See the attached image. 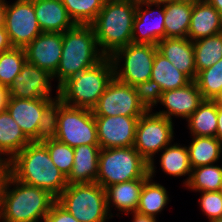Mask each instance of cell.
Returning <instances> with one entry per match:
<instances>
[{
    "mask_svg": "<svg viewBox=\"0 0 222 222\" xmlns=\"http://www.w3.org/2000/svg\"><path fill=\"white\" fill-rule=\"evenodd\" d=\"M9 173L16 180L44 189L55 198L68 186L67 178L54 165L41 141L26 145L9 162Z\"/></svg>",
    "mask_w": 222,
    "mask_h": 222,
    "instance_id": "6da1fadb",
    "label": "cell"
},
{
    "mask_svg": "<svg viewBox=\"0 0 222 222\" xmlns=\"http://www.w3.org/2000/svg\"><path fill=\"white\" fill-rule=\"evenodd\" d=\"M55 201L48 191L18 181L9 173L0 196V220L43 222Z\"/></svg>",
    "mask_w": 222,
    "mask_h": 222,
    "instance_id": "7a4b0ae2",
    "label": "cell"
},
{
    "mask_svg": "<svg viewBox=\"0 0 222 222\" xmlns=\"http://www.w3.org/2000/svg\"><path fill=\"white\" fill-rule=\"evenodd\" d=\"M137 2L105 0L96 19L90 24L96 35L100 52L112 56L118 49L132 43L133 22Z\"/></svg>",
    "mask_w": 222,
    "mask_h": 222,
    "instance_id": "3957f363",
    "label": "cell"
},
{
    "mask_svg": "<svg viewBox=\"0 0 222 222\" xmlns=\"http://www.w3.org/2000/svg\"><path fill=\"white\" fill-rule=\"evenodd\" d=\"M105 56L100 52L91 25L76 24L62 33V54L56 73L58 88L70 77L93 67Z\"/></svg>",
    "mask_w": 222,
    "mask_h": 222,
    "instance_id": "277c9868",
    "label": "cell"
},
{
    "mask_svg": "<svg viewBox=\"0 0 222 222\" xmlns=\"http://www.w3.org/2000/svg\"><path fill=\"white\" fill-rule=\"evenodd\" d=\"M114 77L111 57H104L93 67L63 82L56 93L65 105L92 110Z\"/></svg>",
    "mask_w": 222,
    "mask_h": 222,
    "instance_id": "5b68a950",
    "label": "cell"
},
{
    "mask_svg": "<svg viewBox=\"0 0 222 222\" xmlns=\"http://www.w3.org/2000/svg\"><path fill=\"white\" fill-rule=\"evenodd\" d=\"M50 135L73 148L79 145H99L93 111L65 105L59 99L52 107Z\"/></svg>",
    "mask_w": 222,
    "mask_h": 222,
    "instance_id": "8992f818",
    "label": "cell"
},
{
    "mask_svg": "<svg viewBox=\"0 0 222 222\" xmlns=\"http://www.w3.org/2000/svg\"><path fill=\"white\" fill-rule=\"evenodd\" d=\"M141 178H150L149 163L134 147L100 150L96 183L104 189L114 184Z\"/></svg>",
    "mask_w": 222,
    "mask_h": 222,
    "instance_id": "52a82bcc",
    "label": "cell"
},
{
    "mask_svg": "<svg viewBox=\"0 0 222 222\" xmlns=\"http://www.w3.org/2000/svg\"><path fill=\"white\" fill-rule=\"evenodd\" d=\"M56 201L79 222H106L112 218L105 189L98 183L68 184Z\"/></svg>",
    "mask_w": 222,
    "mask_h": 222,
    "instance_id": "ba28073f",
    "label": "cell"
},
{
    "mask_svg": "<svg viewBox=\"0 0 222 222\" xmlns=\"http://www.w3.org/2000/svg\"><path fill=\"white\" fill-rule=\"evenodd\" d=\"M55 98L24 99L10 97L7 111L31 141H41L51 131V111Z\"/></svg>",
    "mask_w": 222,
    "mask_h": 222,
    "instance_id": "9c48e42d",
    "label": "cell"
},
{
    "mask_svg": "<svg viewBox=\"0 0 222 222\" xmlns=\"http://www.w3.org/2000/svg\"><path fill=\"white\" fill-rule=\"evenodd\" d=\"M172 120L155 112H145L136 125L133 147L149 163V176L155 175L154 155L170 145L174 139Z\"/></svg>",
    "mask_w": 222,
    "mask_h": 222,
    "instance_id": "30bf717a",
    "label": "cell"
},
{
    "mask_svg": "<svg viewBox=\"0 0 222 222\" xmlns=\"http://www.w3.org/2000/svg\"><path fill=\"white\" fill-rule=\"evenodd\" d=\"M157 50L156 45L134 43L118 49L110 56L114 65L115 78L131 86L148 81ZM121 61L122 63L124 61V64L120 65ZM120 66L123 67L120 68Z\"/></svg>",
    "mask_w": 222,
    "mask_h": 222,
    "instance_id": "8fae6325",
    "label": "cell"
},
{
    "mask_svg": "<svg viewBox=\"0 0 222 222\" xmlns=\"http://www.w3.org/2000/svg\"><path fill=\"white\" fill-rule=\"evenodd\" d=\"M5 29L13 47L25 48L42 33L31 0L6 1Z\"/></svg>",
    "mask_w": 222,
    "mask_h": 222,
    "instance_id": "7c38bea8",
    "label": "cell"
},
{
    "mask_svg": "<svg viewBox=\"0 0 222 222\" xmlns=\"http://www.w3.org/2000/svg\"><path fill=\"white\" fill-rule=\"evenodd\" d=\"M92 111L94 116H142L146 112L138 103L135 87L115 77Z\"/></svg>",
    "mask_w": 222,
    "mask_h": 222,
    "instance_id": "4fadbf2b",
    "label": "cell"
},
{
    "mask_svg": "<svg viewBox=\"0 0 222 222\" xmlns=\"http://www.w3.org/2000/svg\"><path fill=\"white\" fill-rule=\"evenodd\" d=\"M154 5L158 10L151 8ZM143 6L147 8L144 9ZM164 16V2H138L133 22L132 43L157 46L163 38H166Z\"/></svg>",
    "mask_w": 222,
    "mask_h": 222,
    "instance_id": "5bb4252c",
    "label": "cell"
},
{
    "mask_svg": "<svg viewBox=\"0 0 222 222\" xmlns=\"http://www.w3.org/2000/svg\"><path fill=\"white\" fill-rule=\"evenodd\" d=\"M141 116H94L101 149L133 147Z\"/></svg>",
    "mask_w": 222,
    "mask_h": 222,
    "instance_id": "9a60e30c",
    "label": "cell"
},
{
    "mask_svg": "<svg viewBox=\"0 0 222 222\" xmlns=\"http://www.w3.org/2000/svg\"><path fill=\"white\" fill-rule=\"evenodd\" d=\"M52 75L27 61L21 72L7 87L9 97L24 99L53 98Z\"/></svg>",
    "mask_w": 222,
    "mask_h": 222,
    "instance_id": "2e32d148",
    "label": "cell"
},
{
    "mask_svg": "<svg viewBox=\"0 0 222 222\" xmlns=\"http://www.w3.org/2000/svg\"><path fill=\"white\" fill-rule=\"evenodd\" d=\"M24 49L28 63L53 76L61 59L62 33L42 32Z\"/></svg>",
    "mask_w": 222,
    "mask_h": 222,
    "instance_id": "e0dca14e",
    "label": "cell"
},
{
    "mask_svg": "<svg viewBox=\"0 0 222 222\" xmlns=\"http://www.w3.org/2000/svg\"><path fill=\"white\" fill-rule=\"evenodd\" d=\"M203 101L197 83L191 81L184 87L162 92L160 103L167 110H160L156 114L169 120H172L173 116L187 120Z\"/></svg>",
    "mask_w": 222,
    "mask_h": 222,
    "instance_id": "ac0fdd59",
    "label": "cell"
},
{
    "mask_svg": "<svg viewBox=\"0 0 222 222\" xmlns=\"http://www.w3.org/2000/svg\"><path fill=\"white\" fill-rule=\"evenodd\" d=\"M158 51L163 54L178 70L191 81H195L194 45L188 38H163L157 44Z\"/></svg>",
    "mask_w": 222,
    "mask_h": 222,
    "instance_id": "d6986e66",
    "label": "cell"
},
{
    "mask_svg": "<svg viewBox=\"0 0 222 222\" xmlns=\"http://www.w3.org/2000/svg\"><path fill=\"white\" fill-rule=\"evenodd\" d=\"M42 32L63 33L76 24L69 17L61 0H31Z\"/></svg>",
    "mask_w": 222,
    "mask_h": 222,
    "instance_id": "ffe728a7",
    "label": "cell"
},
{
    "mask_svg": "<svg viewBox=\"0 0 222 222\" xmlns=\"http://www.w3.org/2000/svg\"><path fill=\"white\" fill-rule=\"evenodd\" d=\"M222 33L221 14L205 0L193 3L187 38L194 42Z\"/></svg>",
    "mask_w": 222,
    "mask_h": 222,
    "instance_id": "44dd1931",
    "label": "cell"
},
{
    "mask_svg": "<svg viewBox=\"0 0 222 222\" xmlns=\"http://www.w3.org/2000/svg\"><path fill=\"white\" fill-rule=\"evenodd\" d=\"M148 179H134L106 187V201L110 216L113 217L110 208L112 206L127 215L135 212L139 205L142 188Z\"/></svg>",
    "mask_w": 222,
    "mask_h": 222,
    "instance_id": "7402d4cb",
    "label": "cell"
},
{
    "mask_svg": "<svg viewBox=\"0 0 222 222\" xmlns=\"http://www.w3.org/2000/svg\"><path fill=\"white\" fill-rule=\"evenodd\" d=\"M73 150L74 163L71 173L67 177V183H96L100 146L79 145Z\"/></svg>",
    "mask_w": 222,
    "mask_h": 222,
    "instance_id": "603a6c76",
    "label": "cell"
},
{
    "mask_svg": "<svg viewBox=\"0 0 222 222\" xmlns=\"http://www.w3.org/2000/svg\"><path fill=\"white\" fill-rule=\"evenodd\" d=\"M30 142L8 111L1 112L0 157L10 162Z\"/></svg>",
    "mask_w": 222,
    "mask_h": 222,
    "instance_id": "cb8c5ba5",
    "label": "cell"
},
{
    "mask_svg": "<svg viewBox=\"0 0 222 222\" xmlns=\"http://www.w3.org/2000/svg\"><path fill=\"white\" fill-rule=\"evenodd\" d=\"M193 3L164 2L166 38H187Z\"/></svg>",
    "mask_w": 222,
    "mask_h": 222,
    "instance_id": "d4e9b609",
    "label": "cell"
},
{
    "mask_svg": "<svg viewBox=\"0 0 222 222\" xmlns=\"http://www.w3.org/2000/svg\"><path fill=\"white\" fill-rule=\"evenodd\" d=\"M150 79L159 84L162 92L184 87L191 82V80L184 73L178 70L158 50L156 51L154 57Z\"/></svg>",
    "mask_w": 222,
    "mask_h": 222,
    "instance_id": "484cf974",
    "label": "cell"
},
{
    "mask_svg": "<svg viewBox=\"0 0 222 222\" xmlns=\"http://www.w3.org/2000/svg\"><path fill=\"white\" fill-rule=\"evenodd\" d=\"M187 145L191 168L215 164L221 157V141L216 137L192 136Z\"/></svg>",
    "mask_w": 222,
    "mask_h": 222,
    "instance_id": "4316f807",
    "label": "cell"
},
{
    "mask_svg": "<svg viewBox=\"0 0 222 222\" xmlns=\"http://www.w3.org/2000/svg\"><path fill=\"white\" fill-rule=\"evenodd\" d=\"M160 157V167L164 173L170 176H186L183 184L186 185L191 175V165L189 161V152L187 146L178 143L170 144L162 150Z\"/></svg>",
    "mask_w": 222,
    "mask_h": 222,
    "instance_id": "83f0119b",
    "label": "cell"
},
{
    "mask_svg": "<svg viewBox=\"0 0 222 222\" xmlns=\"http://www.w3.org/2000/svg\"><path fill=\"white\" fill-rule=\"evenodd\" d=\"M186 121L191 136L216 137V103L213 100H204Z\"/></svg>",
    "mask_w": 222,
    "mask_h": 222,
    "instance_id": "f1b7e54d",
    "label": "cell"
},
{
    "mask_svg": "<svg viewBox=\"0 0 222 222\" xmlns=\"http://www.w3.org/2000/svg\"><path fill=\"white\" fill-rule=\"evenodd\" d=\"M149 178L142 188L140 194L137 212L156 217L158 213L163 211L169 201V195L164 186L159 183L152 182Z\"/></svg>",
    "mask_w": 222,
    "mask_h": 222,
    "instance_id": "f546056e",
    "label": "cell"
},
{
    "mask_svg": "<svg viewBox=\"0 0 222 222\" xmlns=\"http://www.w3.org/2000/svg\"><path fill=\"white\" fill-rule=\"evenodd\" d=\"M197 74L222 58V33L193 42Z\"/></svg>",
    "mask_w": 222,
    "mask_h": 222,
    "instance_id": "4dcf8cb0",
    "label": "cell"
},
{
    "mask_svg": "<svg viewBox=\"0 0 222 222\" xmlns=\"http://www.w3.org/2000/svg\"><path fill=\"white\" fill-rule=\"evenodd\" d=\"M222 185V166L206 165L192 168L185 187L195 192L220 191Z\"/></svg>",
    "mask_w": 222,
    "mask_h": 222,
    "instance_id": "1f68e13d",
    "label": "cell"
},
{
    "mask_svg": "<svg viewBox=\"0 0 222 222\" xmlns=\"http://www.w3.org/2000/svg\"><path fill=\"white\" fill-rule=\"evenodd\" d=\"M105 0H61L75 24L90 25L99 14Z\"/></svg>",
    "mask_w": 222,
    "mask_h": 222,
    "instance_id": "d6a6232c",
    "label": "cell"
},
{
    "mask_svg": "<svg viewBox=\"0 0 222 222\" xmlns=\"http://www.w3.org/2000/svg\"><path fill=\"white\" fill-rule=\"evenodd\" d=\"M195 82L204 100H213L222 91V58L213 66L201 70Z\"/></svg>",
    "mask_w": 222,
    "mask_h": 222,
    "instance_id": "836d02e7",
    "label": "cell"
},
{
    "mask_svg": "<svg viewBox=\"0 0 222 222\" xmlns=\"http://www.w3.org/2000/svg\"><path fill=\"white\" fill-rule=\"evenodd\" d=\"M24 48L13 47L0 54V84L9 86L26 62Z\"/></svg>",
    "mask_w": 222,
    "mask_h": 222,
    "instance_id": "e575fe53",
    "label": "cell"
},
{
    "mask_svg": "<svg viewBox=\"0 0 222 222\" xmlns=\"http://www.w3.org/2000/svg\"><path fill=\"white\" fill-rule=\"evenodd\" d=\"M41 142L46 146L54 165L67 178L74 163V150L67 144L61 143L51 135L45 136Z\"/></svg>",
    "mask_w": 222,
    "mask_h": 222,
    "instance_id": "d590c367",
    "label": "cell"
},
{
    "mask_svg": "<svg viewBox=\"0 0 222 222\" xmlns=\"http://www.w3.org/2000/svg\"><path fill=\"white\" fill-rule=\"evenodd\" d=\"M135 87L138 103L143 109L152 112V108L160 102L162 89L157 82L152 79L137 84Z\"/></svg>",
    "mask_w": 222,
    "mask_h": 222,
    "instance_id": "8d00e7d4",
    "label": "cell"
},
{
    "mask_svg": "<svg viewBox=\"0 0 222 222\" xmlns=\"http://www.w3.org/2000/svg\"><path fill=\"white\" fill-rule=\"evenodd\" d=\"M198 202L209 221L222 217V194L220 191H203Z\"/></svg>",
    "mask_w": 222,
    "mask_h": 222,
    "instance_id": "74e56055",
    "label": "cell"
},
{
    "mask_svg": "<svg viewBox=\"0 0 222 222\" xmlns=\"http://www.w3.org/2000/svg\"><path fill=\"white\" fill-rule=\"evenodd\" d=\"M44 222H79L57 201L53 203L49 213L46 215Z\"/></svg>",
    "mask_w": 222,
    "mask_h": 222,
    "instance_id": "f35d334b",
    "label": "cell"
},
{
    "mask_svg": "<svg viewBox=\"0 0 222 222\" xmlns=\"http://www.w3.org/2000/svg\"><path fill=\"white\" fill-rule=\"evenodd\" d=\"M12 48L13 46L10 42L5 26H0V54Z\"/></svg>",
    "mask_w": 222,
    "mask_h": 222,
    "instance_id": "ab89813d",
    "label": "cell"
},
{
    "mask_svg": "<svg viewBox=\"0 0 222 222\" xmlns=\"http://www.w3.org/2000/svg\"><path fill=\"white\" fill-rule=\"evenodd\" d=\"M8 174H9V161L0 157V196L2 194V189Z\"/></svg>",
    "mask_w": 222,
    "mask_h": 222,
    "instance_id": "60d3db41",
    "label": "cell"
},
{
    "mask_svg": "<svg viewBox=\"0 0 222 222\" xmlns=\"http://www.w3.org/2000/svg\"><path fill=\"white\" fill-rule=\"evenodd\" d=\"M9 98L7 86L0 84V113L6 111Z\"/></svg>",
    "mask_w": 222,
    "mask_h": 222,
    "instance_id": "b9f144b4",
    "label": "cell"
},
{
    "mask_svg": "<svg viewBox=\"0 0 222 222\" xmlns=\"http://www.w3.org/2000/svg\"><path fill=\"white\" fill-rule=\"evenodd\" d=\"M133 220L132 222H157L156 217L148 216L137 211L132 212Z\"/></svg>",
    "mask_w": 222,
    "mask_h": 222,
    "instance_id": "7bdbcfd3",
    "label": "cell"
},
{
    "mask_svg": "<svg viewBox=\"0 0 222 222\" xmlns=\"http://www.w3.org/2000/svg\"><path fill=\"white\" fill-rule=\"evenodd\" d=\"M216 138L222 141V107L217 106V131Z\"/></svg>",
    "mask_w": 222,
    "mask_h": 222,
    "instance_id": "ee69618b",
    "label": "cell"
},
{
    "mask_svg": "<svg viewBox=\"0 0 222 222\" xmlns=\"http://www.w3.org/2000/svg\"><path fill=\"white\" fill-rule=\"evenodd\" d=\"M6 0H0V26H5Z\"/></svg>",
    "mask_w": 222,
    "mask_h": 222,
    "instance_id": "f6af8a7d",
    "label": "cell"
},
{
    "mask_svg": "<svg viewBox=\"0 0 222 222\" xmlns=\"http://www.w3.org/2000/svg\"><path fill=\"white\" fill-rule=\"evenodd\" d=\"M208 4L212 5L222 16V0H205Z\"/></svg>",
    "mask_w": 222,
    "mask_h": 222,
    "instance_id": "bcb514c9",
    "label": "cell"
},
{
    "mask_svg": "<svg viewBox=\"0 0 222 222\" xmlns=\"http://www.w3.org/2000/svg\"><path fill=\"white\" fill-rule=\"evenodd\" d=\"M160 2H187V3H196L202 0H158Z\"/></svg>",
    "mask_w": 222,
    "mask_h": 222,
    "instance_id": "7dc6e473",
    "label": "cell"
},
{
    "mask_svg": "<svg viewBox=\"0 0 222 222\" xmlns=\"http://www.w3.org/2000/svg\"><path fill=\"white\" fill-rule=\"evenodd\" d=\"M217 106L222 107V91L213 99Z\"/></svg>",
    "mask_w": 222,
    "mask_h": 222,
    "instance_id": "c3c4849f",
    "label": "cell"
},
{
    "mask_svg": "<svg viewBox=\"0 0 222 222\" xmlns=\"http://www.w3.org/2000/svg\"><path fill=\"white\" fill-rule=\"evenodd\" d=\"M209 222H222V217H220L218 219L211 220Z\"/></svg>",
    "mask_w": 222,
    "mask_h": 222,
    "instance_id": "681fc988",
    "label": "cell"
},
{
    "mask_svg": "<svg viewBox=\"0 0 222 222\" xmlns=\"http://www.w3.org/2000/svg\"><path fill=\"white\" fill-rule=\"evenodd\" d=\"M134 2H143V1H158V0H133Z\"/></svg>",
    "mask_w": 222,
    "mask_h": 222,
    "instance_id": "f907efd6",
    "label": "cell"
}]
</instances>
